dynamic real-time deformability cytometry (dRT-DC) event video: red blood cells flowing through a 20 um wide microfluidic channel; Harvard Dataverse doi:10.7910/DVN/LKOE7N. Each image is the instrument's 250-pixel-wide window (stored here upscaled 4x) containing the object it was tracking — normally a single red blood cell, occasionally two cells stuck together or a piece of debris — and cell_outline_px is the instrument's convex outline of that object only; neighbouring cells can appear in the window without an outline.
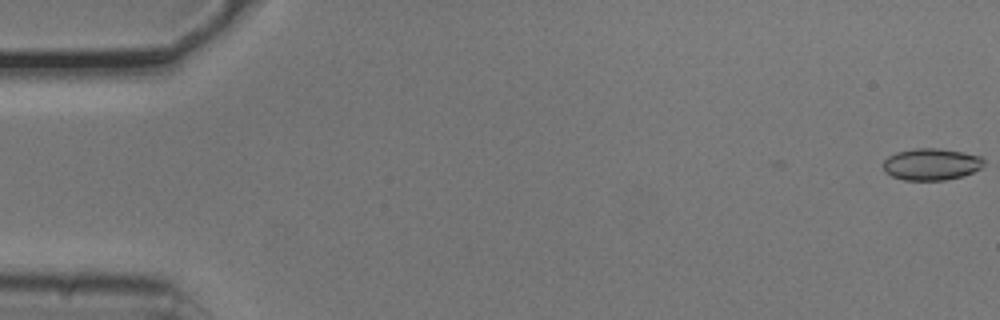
{"species": "common noctule bat (a hibernating species)", "species_latin": "Nyctalus noctula", "temperature_condition": "cold", "stored_images_in_passage": 5, "camera_frame_rate_fps": 3000, "um_per_image_px": 0.085, "animal": {"sex": "male", "body_mass_g": 20.5, "forearm_length_mm": 52.5}, "frame": {"image": 1, "passage_image": 1, "time_ms": 0.0, "image_size_px": [1000, 320], "cell_outline_px": [[984, 164], [980, 168], [972, 172], [960, 176], [944, 180], [904, 180], [892, 176], [884, 172], [884, 160], [888, 156], [896, 152], [916, 148], [936, 148], [964, 152], [980, 156], [984, 160]], "centroid_in_image_um": [79.14, 13.95], "position_along_channel_um": 5.9, "area_um2": 18.55}}
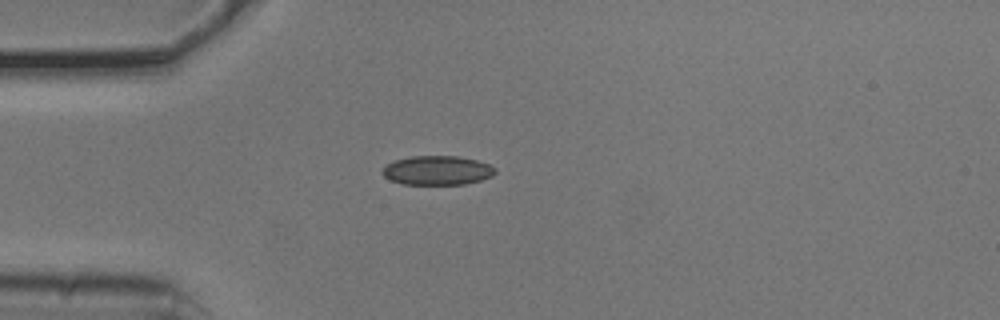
{"frame": {"image": 2, "passage_image": 5, "time_ms": 1.333, "image_size_px": [1000, 320], "cell_outline_px": [[496, 172], [492, 176], [480, 180], [464, 184], [404, 184], [388, 180], [380, 172], [384, 164], [396, 160], [412, 156], [456, 156], [476, 160], [488, 164], [496, 168]], "centroid_in_image_um": [37.12, 14.48], "position_along_channel_um": 47.9, "area_um2": 19.25}}